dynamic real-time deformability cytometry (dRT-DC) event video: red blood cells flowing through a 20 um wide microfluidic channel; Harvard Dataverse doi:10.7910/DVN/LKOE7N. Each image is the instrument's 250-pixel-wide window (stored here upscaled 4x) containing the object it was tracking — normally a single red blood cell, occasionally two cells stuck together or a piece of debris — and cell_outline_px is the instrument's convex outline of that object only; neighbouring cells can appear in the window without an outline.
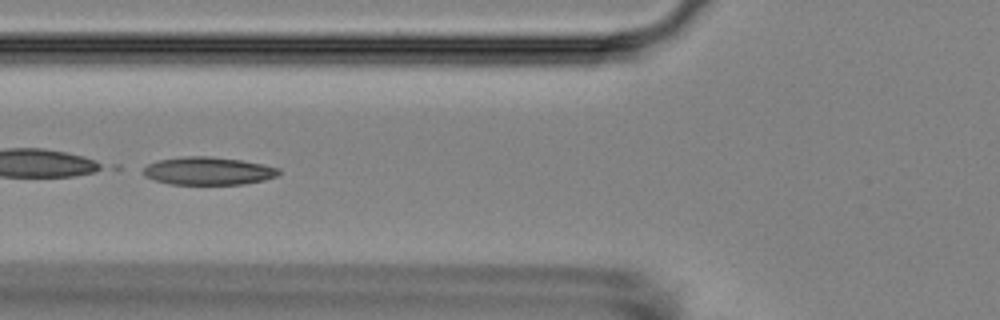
{"species": "Egyptian fruit bat (a non-hibernating species)", "species_latin": "Rousettus aegyptiacus", "temperature_condition": "room temperature", "stored_images_in_passage": 7, "camera_frame_rate_fps": 3000, "um_per_image_px": 0.085, "animal": {"sex": "female"}, "frame": {"image": 1, "passage_image": 6, "time_ms": 5.667, "image_size_px": [1000, 320], "cell_outline_px": [[280, 172], [276, 176], [264, 180], [244, 184], [168, 184], [144, 176], [144, 168], [148, 164], [160, 160], [184, 156], [208, 156], [240, 160], [280, 168]], "centroid_in_image_um": [17.7, 14.53], "position_along_channel_um": 108.1, "area_um2": 21.79}}
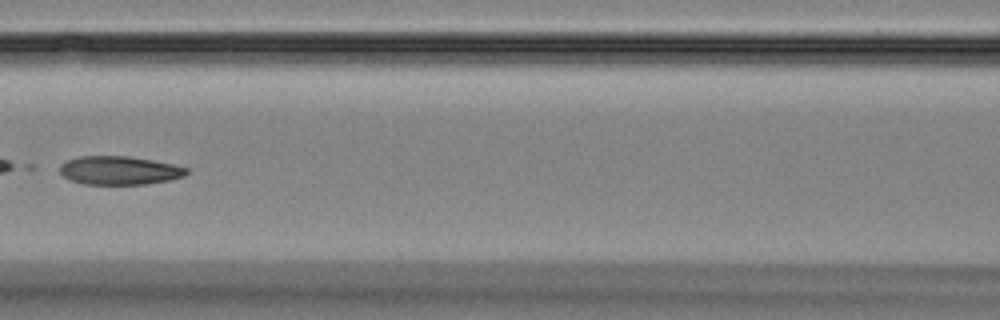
{"frame": {"image": 2, "passage_image": 7, "time_ms": 7.0, "image_size_px": [1000, 320], "cell_outline_px": [[188, 172], [184, 176], [168, 180], [144, 184], [84, 184], [68, 180], [60, 172], [60, 164], [68, 160], [80, 156], [128, 156], [152, 160], [172, 164], [188, 168]], "centroid_in_image_um": [10.12, 14.48], "position_along_channel_um": 156.5, "area_um2": 20.98}}